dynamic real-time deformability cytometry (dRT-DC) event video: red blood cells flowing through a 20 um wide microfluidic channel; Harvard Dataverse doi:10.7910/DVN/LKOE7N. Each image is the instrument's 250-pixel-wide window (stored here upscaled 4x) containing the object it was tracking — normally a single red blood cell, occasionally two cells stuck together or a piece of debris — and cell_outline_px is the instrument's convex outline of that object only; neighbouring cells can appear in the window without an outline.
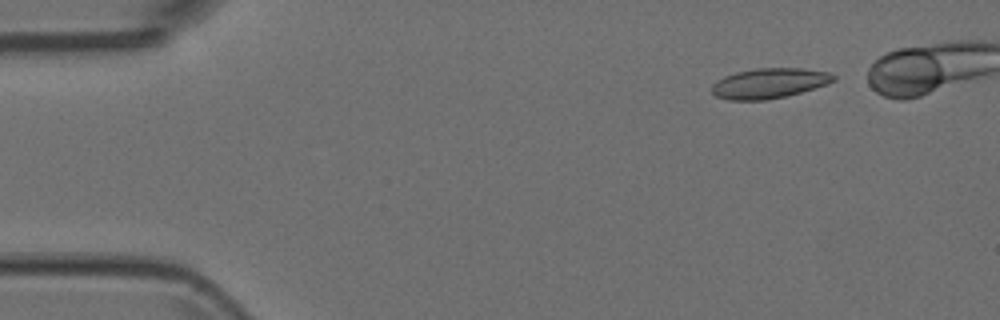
{"species": "Egyptian fruit bat (a non-hibernating species)", "species_latin": "Rousettus aegyptiacus", "temperature_condition": "room temperature", "stored_images_in_passage": 4, "camera_frame_rate_fps": 3000, "um_per_image_px": 0.085, "animal": {"sex": "female"}, "frame": {"image": 1, "passage_image": 1, "time_ms": 0.0, "image_size_px": [1000, 320], "cell_outline_px": [[836, 80], [828, 84], [800, 92], [784, 96], [764, 100], [728, 100], [716, 96], [712, 92], [712, 84], [716, 80], [724, 76], [736, 72], [756, 68], [800, 68], [828, 72], [836, 76]], "centroid_in_image_um": [65.37, 7.07], "position_along_channel_um": 19.6, "area_um2": 21.33}}